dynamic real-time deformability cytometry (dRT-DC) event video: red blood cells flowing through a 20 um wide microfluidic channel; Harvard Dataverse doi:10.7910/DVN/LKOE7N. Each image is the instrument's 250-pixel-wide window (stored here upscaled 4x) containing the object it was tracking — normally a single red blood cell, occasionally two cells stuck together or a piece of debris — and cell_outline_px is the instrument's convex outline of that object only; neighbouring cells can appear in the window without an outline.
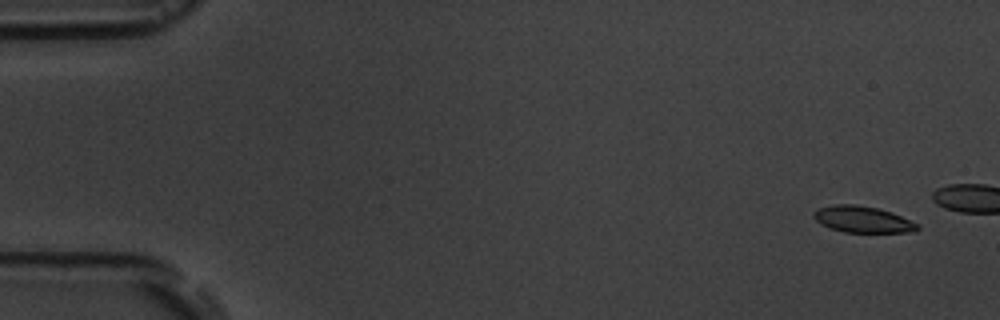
{"species": "common noctule bat (a hibernating species)", "species_latin": "Nyctalus noctula", "temperature_condition": "room temperature", "stored_images_in_passage": 4, "segment_of_instrument_passage": [1, 2], "camera_frame_rate_fps": 3000, "um_per_image_px": 0.085, "animal": {"sex": "male", "body_mass_g": 19.5, "forearm_length_mm": 54.6}, "frame": {"image": 1, "passage_image": 1, "time_ms": 0.0, "image_size_px": [1000, 320], "cell_outline_px": [[920, 228], [916, 232], [844, 232], [820, 224], [812, 216], [812, 212], [820, 208], [836, 204], [856, 204], [880, 208], [892, 212], [920, 224]], "centroid_in_image_um": [73.36, 18.64], "position_along_channel_um": 11.6, "area_um2": 16.13}}